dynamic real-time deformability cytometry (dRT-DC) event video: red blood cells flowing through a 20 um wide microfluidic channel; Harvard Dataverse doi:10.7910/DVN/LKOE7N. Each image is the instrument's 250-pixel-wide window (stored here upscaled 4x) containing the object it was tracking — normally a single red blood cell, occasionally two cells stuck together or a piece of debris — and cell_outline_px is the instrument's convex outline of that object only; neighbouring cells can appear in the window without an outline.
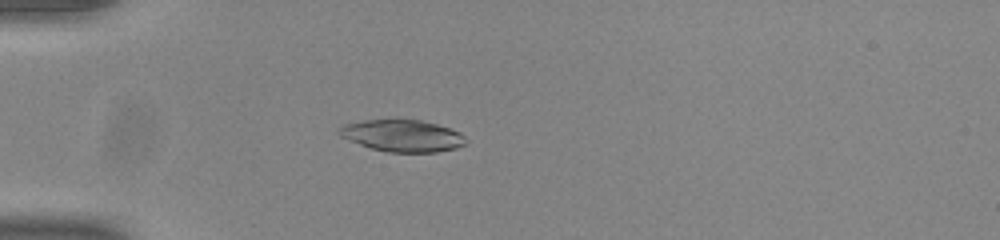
{"species": "common noctule bat (a hibernating species)", "species_latin": "Nyctalus noctula", "temperature_condition": "room temperature", "stored_images_in_passage": 54, "camera_frame_rate_fps": 3000, "um_per_image_px": 0.085, "animal": {"sex": "male", "body_mass_g": 20.0, "forearm_length_mm": 53.3}, "frame": {"image": 1, "passage_image": 17, "time_ms": 5.333, "image_size_px": [1000, 240], "cell_outline_px": [[468, 140], [464, 144], [456, 148], [436, 152], [388, 152], [372, 148], [360, 144], [340, 136], [336, 132], [344, 124], [364, 120], [420, 120], [436, 124], [460, 132]], "centroid_in_image_um": [34.21, 11.54], "position_along_channel_um": 50.8, "area_um2": 23.29}}
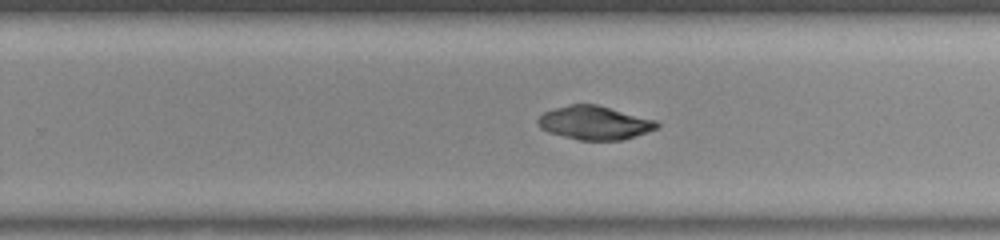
{"frame": {"image": 2, "passage_image": 36, "time_ms": 11.667, "image_size_px": [1000, 240], "cell_outline_px": [[660, 124], [656, 128], [620, 140], [580, 140], [548, 132], [540, 128], [536, 120], [544, 112], [556, 108], [572, 104], [596, 104], [656, 120]], "centroid_in_image_um": [50.5, 10.43], "position_along_channel_um": 279.3, "area_um2": 22.89}}
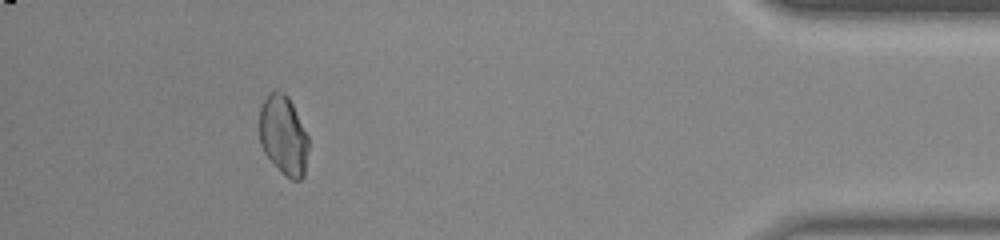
{"frame": {"image": 3, "passage_image": 50, "time_ms": 16.333, "image_size_px": [1000, 240], "cell_outline_px": [[308, 148], [304, 176], [300, 180], [292, 180], [280, 172], [264, 152], [260, 144], [260, 108], [264, 100], [276, 88], [284, 92], [288, 96], [308, 136]], "centroid_in_image_um": [24.09, 11.51], "position_along_channel_um": 411.1, "area_um2": 22.66}, "authors_computed_cell_mechanics": {"area_um2": 23.7847, "velocity_mm_per_s": 3.8952, "shape_relaxation_time_tau1_ms": 8.7336, "shape_relaxation_time_tau2_ms": null, "deformation_change_tau1": 0.2034, "deformation_change_tau2": null}}